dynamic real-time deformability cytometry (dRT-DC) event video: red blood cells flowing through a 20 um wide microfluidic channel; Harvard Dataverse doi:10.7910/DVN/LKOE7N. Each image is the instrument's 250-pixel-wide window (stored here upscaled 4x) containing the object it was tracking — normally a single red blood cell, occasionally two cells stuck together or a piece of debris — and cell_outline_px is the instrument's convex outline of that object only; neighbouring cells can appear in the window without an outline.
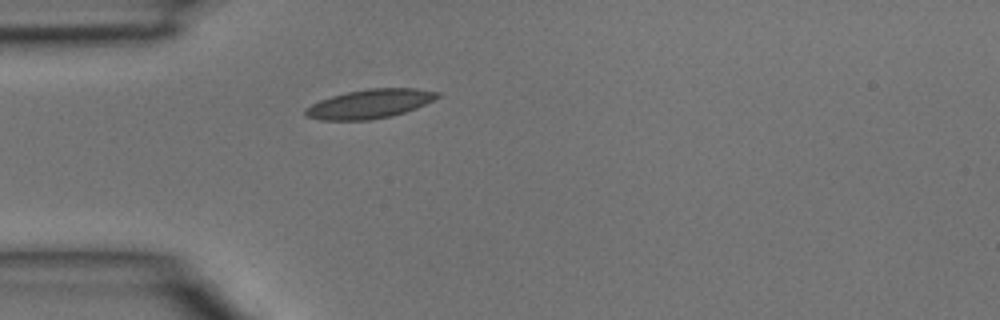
{"species": "common noctule bat (a hibernating species)", "species_latin": "Nyctalus noctula", "temperature_condition": "room temperature", "stored_images_in_passage": 3, "camera_frame_rate_fps": 3000, "um_per_image_px": 0.085, "animal": {"sex": "male", "body_mass_g": 15.6}, "frame": {"image": 1, "passage_image": 3, "time_ms": 0.667, "image_size_px": [1000, 320], "cell_outline_px": [[440, 96], [416, 108], [392, 116], [368, 120], [320, 120], [304, 116], [304, 108], [320, 100], [332, 96], [348, 92], [368, 88], [416, 88], [440, 92]], "centroid_in_image_um": [31.41, 8.83], "position_along_channel_um": 53.6, "area_um2": 22.31}}